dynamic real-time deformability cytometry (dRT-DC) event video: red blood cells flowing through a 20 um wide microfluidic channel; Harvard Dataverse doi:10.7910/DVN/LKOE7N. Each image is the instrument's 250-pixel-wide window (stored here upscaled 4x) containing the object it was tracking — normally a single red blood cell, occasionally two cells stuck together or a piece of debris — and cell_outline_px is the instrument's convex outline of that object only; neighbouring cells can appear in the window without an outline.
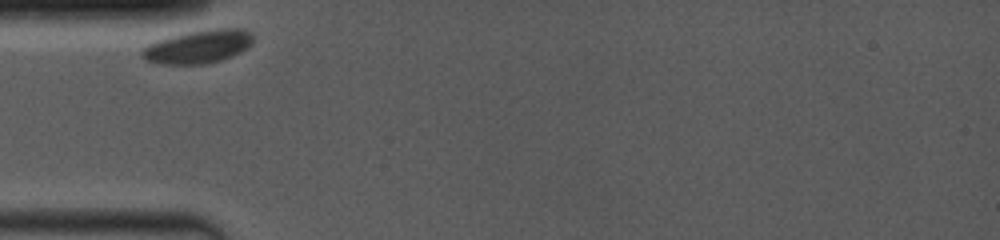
{"species": "common noctule bat (a hibernating species)", "species_latin": "Nyctalus noctula", "temperature_condition": "room temperature", "stored_images_in_passage": 5, "camera_frame_rate_fps": 4000, "um_per_image_px": 0.085, "animal": {"sex": "female", "body_mass_g": 19.0, "forearm_length_mm": 53.3}, "frame": {"image": 1, "passage_image": 1, "time_ms": 0.0, "image_size_px": [1000, 240], "cell_outline_px": [[252, 40], [240, 52], [232, 56], [220, 60], [204, 64], [160, 64], [148, 60], [140, 52], [148, 44], [172, 36], [188, 32], [220, 28], [240, 28], [252, 32]], "centroid_in_image_um": [16.86, 3.96], "position_along_channel_um": 68.1, "area_um2": 21.04}}
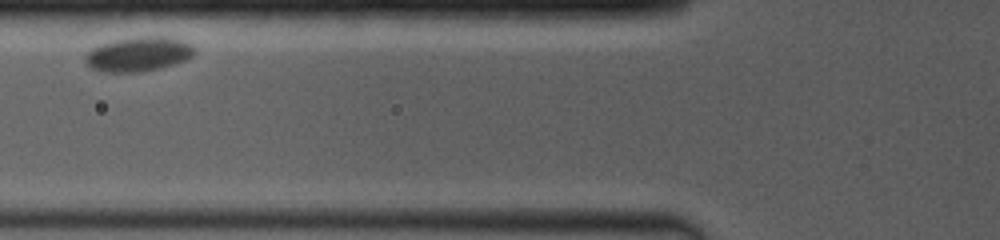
{"frame": {"image": 2, "passage_image": 3, "time_ms": 1.5, "image_size_px": [1000, 240], "cell_outline_px": [[196, 52], [192, 56], [184, 60], [160, 68], [136, 72], [108, 72], [92, 68], [88, 64], [88, 52], [92, 48], [100, 44], [116, 40], [140, 36], [164, 36], [184, 40], [192, 44], [196, 48]], "centroid_in_image_um": [11.85, 4.58], "position_along_channel_um": 113.9, "area_um2": 21.68}}
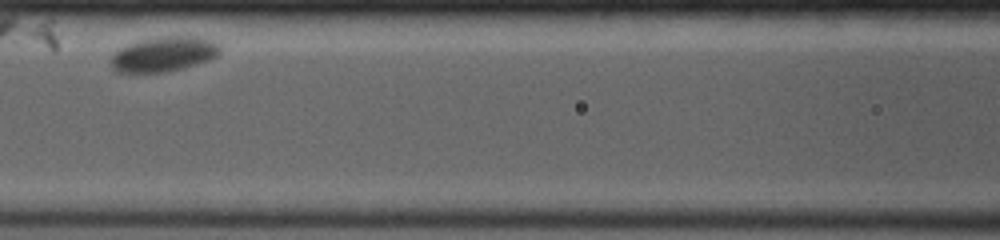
{"frame": {"image": 3, "passage_image": 5, "time_ms": 2.75, "image_size_px": [1000, 240], "cell_outline_px": [[220, 52], [216, 56], [208, 60], [168, 72], [120, 72], [112, 68], [112, 52], [116, 48], [136, 40], [156, 36], [196, 36], [212, 40], [220, 44]], "centroid_in_image_um": [13.89, 4.57], "position_along_channel_um": 152.7, "area_um2": 22.48}}